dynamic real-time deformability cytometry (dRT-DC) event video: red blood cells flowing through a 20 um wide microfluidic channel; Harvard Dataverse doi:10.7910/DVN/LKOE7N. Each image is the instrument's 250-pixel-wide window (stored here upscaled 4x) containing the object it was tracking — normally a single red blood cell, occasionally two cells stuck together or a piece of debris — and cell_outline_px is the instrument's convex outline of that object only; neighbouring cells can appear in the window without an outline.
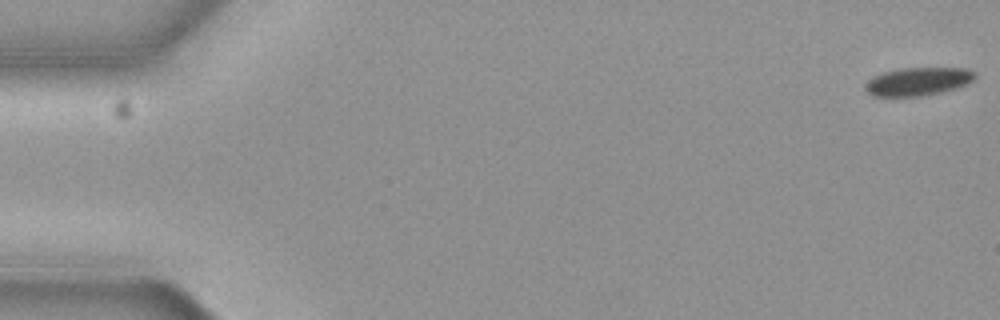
{"species": "common noctule bat (a hibernating species)", "species_latin": "Nyctalus noctula", "temperature_condition": "cold", "stored_images_in_passage": 57, "camera_frame_rate_fps": 3000, "um_per_image_px": 0.085, "animal": {"sex": "female", "body_mass_g": 19.3, "forearm_length_mm": 54.1}, "frame": {"image": 1, "passage_image": 1, "time_ms": 0.0, "image_size_px": [1000, 320], "cell_outline_px": [[976, 76], [968, 84], [956, 88], [924, 96], [872, 96], [864, 88], [868, 80], [872, 76], [880, 72], [900, 68], [968, 68], [976, 72]], "centroid_in_image_um": [78.02, 6.91], "position_along_channel_um": 7.0, "area_um2": 18.21}}
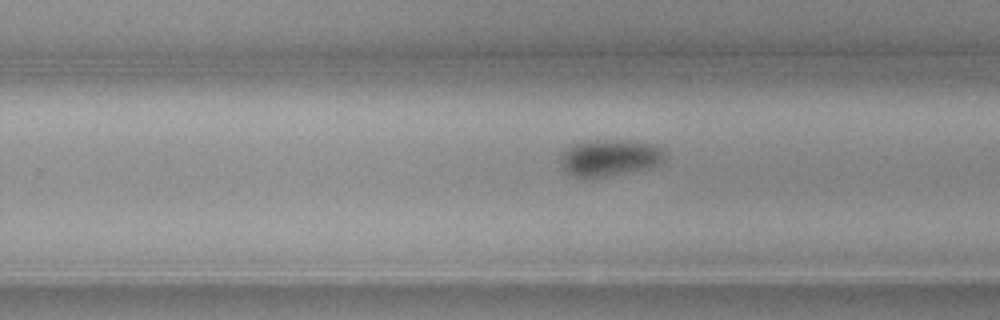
{"frame": {"image": 2, "passage_image": 36, "time_ms": 11.667, "image_size_px": [1000, 320], "cell_outline_px": [[668, 156], [660, 164], [652, 168], [604, 176], [572, 176], [564, 168], [560, 156], [560, 152], [564, 148], [572, 144], [584, 140], [624, 140], [656, 144], [664, 148]], "centroid_in_image_um": [51.89, 13.37], "position_along_channel_um": 277.9, "area_um2": 22.6}}
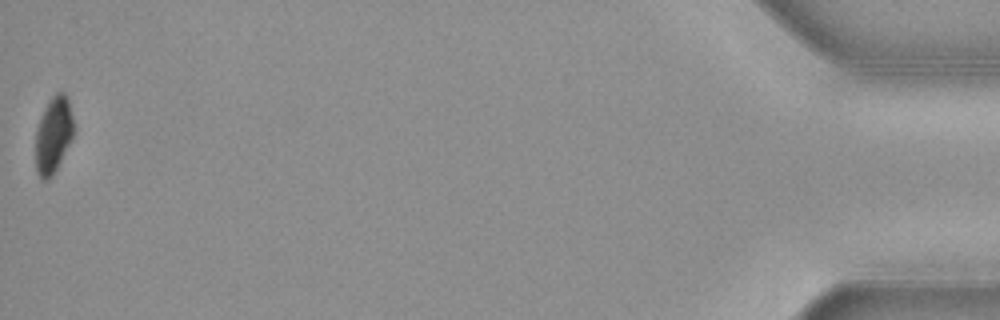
{"frame": {"image": 3, "passage_image": 57, "time_ms": 18.667, "image_size_px": [1000, 320], "cell_outline_px": [[72, 136], [56, 168], [44, 180], [40, 176], [36, 168], [36, 128], [40, 116], [44, 108], [52, 96], [56, 92], [64, 92], [68, 96], [72, 116]], "centroid_in_image_um": [4.52, 11.36], "position_along_channel_um": 430.7, "area_um2": 16.3}}